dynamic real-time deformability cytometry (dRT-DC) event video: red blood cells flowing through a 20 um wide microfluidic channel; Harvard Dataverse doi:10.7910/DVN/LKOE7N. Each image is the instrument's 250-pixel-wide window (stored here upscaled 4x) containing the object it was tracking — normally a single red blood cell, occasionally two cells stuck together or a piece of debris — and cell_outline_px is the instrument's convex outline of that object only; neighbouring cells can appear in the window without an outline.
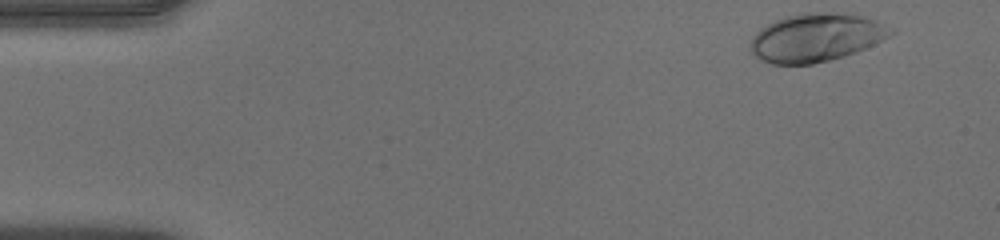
{"species": "human", "species_latin": "Homo sapiens", "temperature_condition": "warm", "stored_images_in_passage": 43, "camera_frame_rate_fps": 3000, "um_per_image_px": 0.085, "donor": {"sex": "male"}, "frame": {"image": 1, "passage_image": 1, "time_ms": 0.0, "image_size_px": [1000, 240], "cell_outline_px": [[896, 32], [864, 48], [844, 56], [812, 64], [772, 64], [760, 60], [748, 52], [748, 48], [752, 36], [760, 28], [784, 16], [800, 12], [852, 12], [876, 20], [896, 28]], "centroid_in_image_um": [69.34, 3.16], "position_along_channel_um": 15.7, "area_um2": 40.11}}
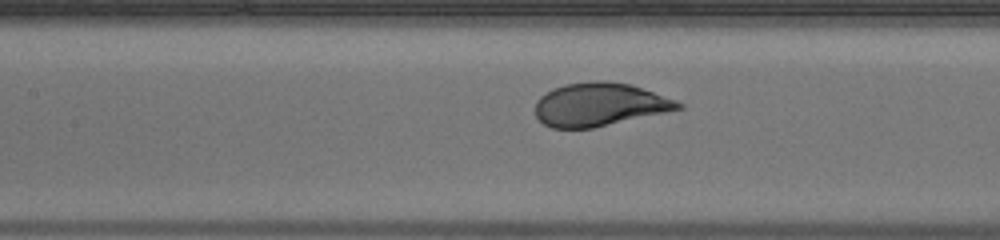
{"frame": {"image": 2, "passage_image": 20, "time_ms": 6.333, "image_size_px": [1000, 240], "cell_outline_px": [[684, 108], [592, 128], [552, 128], [544, 124], [536, 116], [536, 100], [540, 96], [552, 88], [564, 84], [592, 80], [604, 80], [628, 84], [676, 100], [684, 104]], "centroid_in_image_um": [50.92, 8.88], "position_along_channel_um": 156.5, "area_um2": 35.84}}
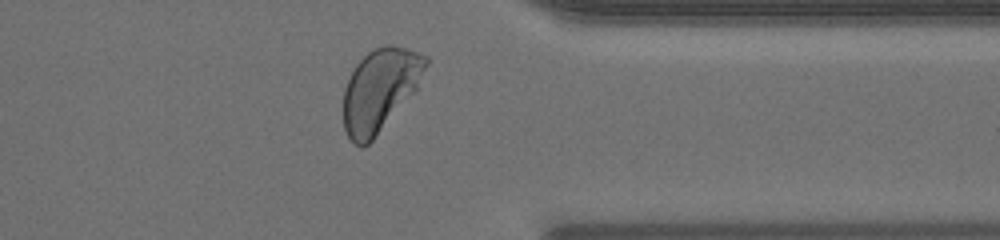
{"frame": {"image": 3, "passage_image": 37, "time_ms": 12.0, "image_size_px": [1000, 240], "cell_outline_px": [[428, 64], [416, 92], [372, 140], [364, 148], [360, 148], [348, 136], [344, 128], [344, 88], [356, 64], [368, 52], [384, 44], [392, 44], [428, 56]], "centroid_in_image_um": [32.32, 7.64], "position_along_channel_um": 379.1, "area_um2": 39.65}, "authors_computed_cell_mechanics": {"area_um2": 36.992, "velocity_mm_per_s": 4.0503, "shape_relaxation_time_tau1_ms": 2.1052, "shape_relaxation_time_tau2_ms": null, "deformation_change_tau1": 0.151, "deformation_change_tau2": null}}